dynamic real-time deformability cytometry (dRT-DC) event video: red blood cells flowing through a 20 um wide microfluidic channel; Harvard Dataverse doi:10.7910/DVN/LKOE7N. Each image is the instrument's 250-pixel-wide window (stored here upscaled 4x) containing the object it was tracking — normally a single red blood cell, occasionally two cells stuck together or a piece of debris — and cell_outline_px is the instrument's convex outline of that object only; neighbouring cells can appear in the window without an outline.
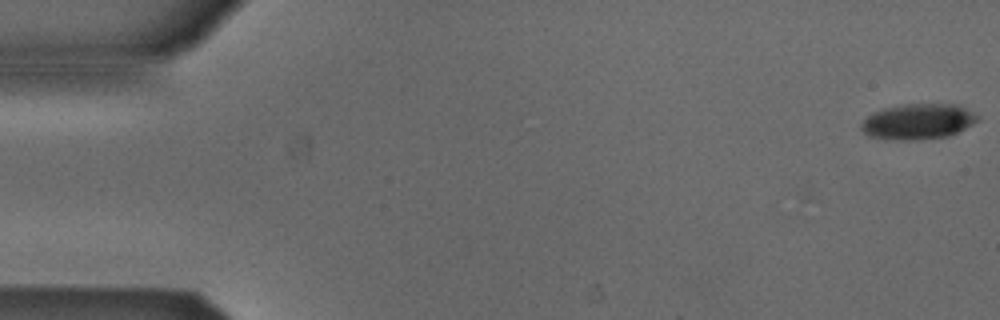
{"species": "Egyptian fruit bat (a non-hibernating species)", "species_latin": "Rousettus aegyptiacus", "temperature_condition": "cold", "stored_images_in_passage": 53, "camera_frame_rate_fps": 3000, "um_per_image_px": 0.085, "animal": {"sex": "male"}, "frame": {"image": 1, "passage_image": 1, "time_ms": 0.0, "image_size_px": [1000, 320], "cell_outline_px": [[980, 120], [948, 136], [920, 140], [896, 140], [868, 136], [860, 128], [860, 124], [868, 116], [884, 108], [912, 104], [956, 104], [980, 116]], "centroid_in_image_um": [78.04, 10.34], "position_along_channel_um": 7.0, "area_um2": 23.87}}
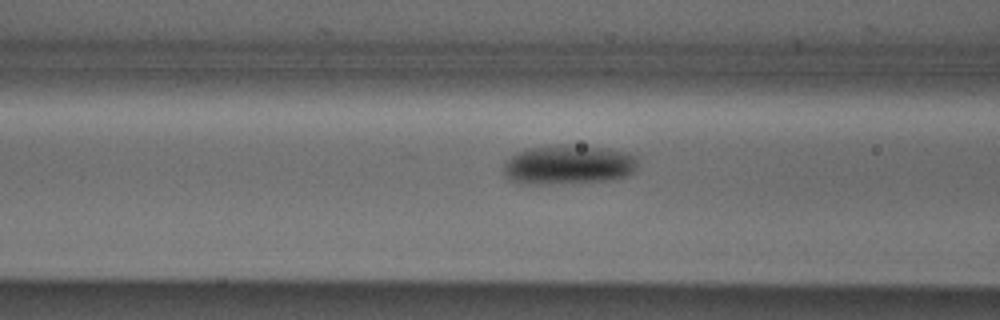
{"frame": {"image": 2, "passage_image": 21, "time_ms": 6.667, "image_size_px": [1000, 320], "cell_outline_px": [[636, 168], [628, 176], [616, 180], [544, 184], [528, 184], [508, 180], [504, 172], [504, 164], [512, 156], [524, 148], [556, 144], [560, 144], [608, 148], [628, 152], [636, 156]], "centroid_in_image_um": [48.32, 13.99], "position_along_channel_um": 118.3, "area_um2": 31.15}}
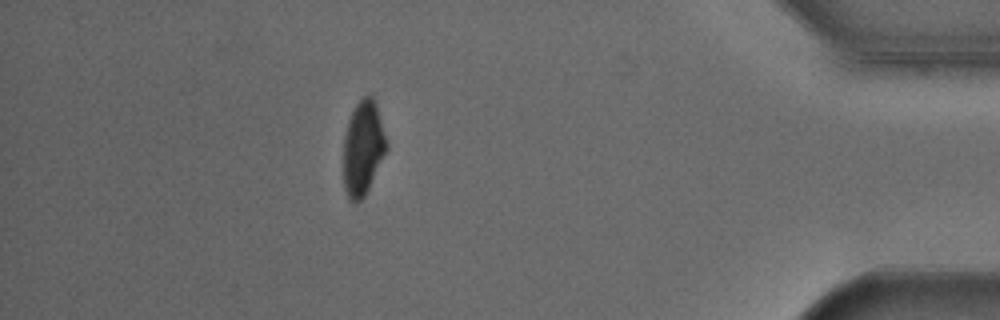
{"frame": {"image": 3, "passage_image": 47, "time_ms": 15.333, "image_size_px": [1000, 320], "cell_outline_px": [[388, 148], [364, 196], [356, 204], [348, 200], [344, 188], [344, 136], [348, 120], [356, 104], [368, 92], [372, 96], [376, 104], [388, 144]], "centroid_in_image_um": [30.85, 12.58], "position_along_channel_um": 404.4, "area_um2": 23.64}, "authors_computed_cell_mechanics": {"area_um2": 26.588, "velocity_mm_per_s": 3.8786, "shape_relaxation_time_tau1_ms": 6.1214, "shape_relaxation_time_tau2_ms": null, "deformation_change_tau1": 0.1217, "deformation_change_tau2": null}}